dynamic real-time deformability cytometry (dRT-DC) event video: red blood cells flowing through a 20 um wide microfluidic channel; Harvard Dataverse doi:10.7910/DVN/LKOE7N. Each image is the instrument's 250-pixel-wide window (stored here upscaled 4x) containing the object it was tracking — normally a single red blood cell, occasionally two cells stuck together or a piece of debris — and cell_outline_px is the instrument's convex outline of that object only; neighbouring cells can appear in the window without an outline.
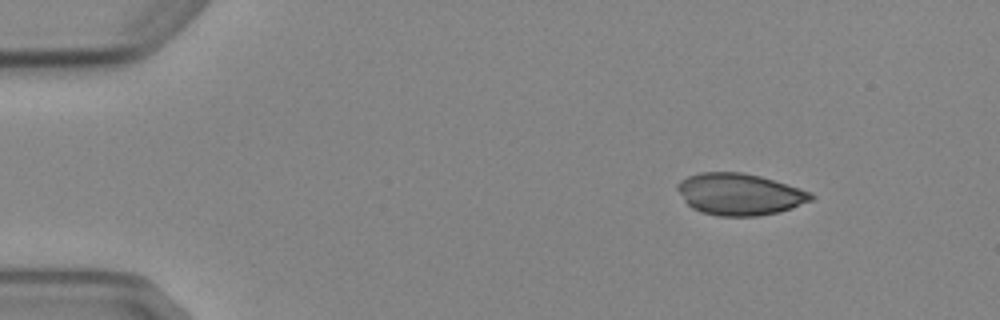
{"species": "Egyptian fruit bat (a non-hibernating species)", "species_latin": "Rousettus aegyptiacus", "temperature_condition": "cold", "stored_images_in_passage": 7, "camera_frame_rate_fps": 3000, "um_per_image_px": 0.085, "animal": {"sex": "female"}, "frame": {"image": 1, "passage_image": 1, "time_ms": 0.0, "image_size_px": [1000, 320], "cell_outline_px": [[816, 196], [812, 200], [792, 208], [776, 212], [756, 216], [720, 216], [700, 212], [692, 208], [684, 200], [676, 188], [676, 184], [680, 180], [688, 176], [700, 172], [744, 172], [760, 176], [800, 188], [812, 192]], "centroid_in_image_um": [62.85, 16.5], "position_along_channel_um": 22.1, "area_um2": 32.54}}
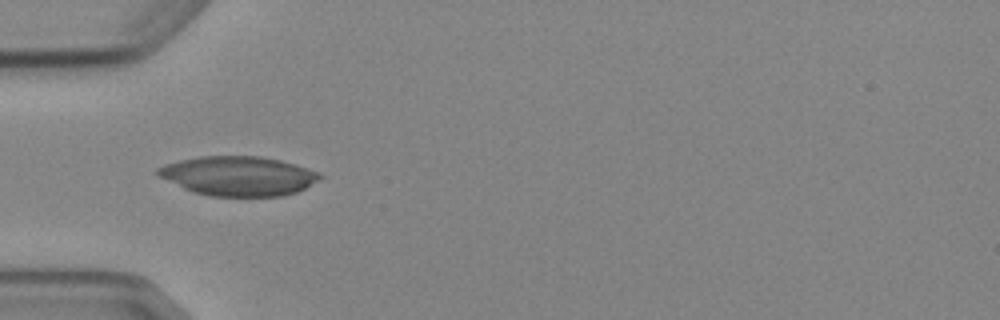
{"frame": {"image": 2, "passage_image": 4, "time_ms": 3.333, "image_size_px": [1000, 320], "cell_outline_px": [[324, 176], [320, 180], [296, 192], [284, 196], [208, 196], [192, 192], [156, 176], [156, 168], [164, 164], [180, 160], [200, 156], [260, 156], [280, 160], [296, 164], [320, 172]], "centroid_in_image_um": [20.25, 14.96], "position_along_channel_um": 64.7, "area_um2": 37.63}}
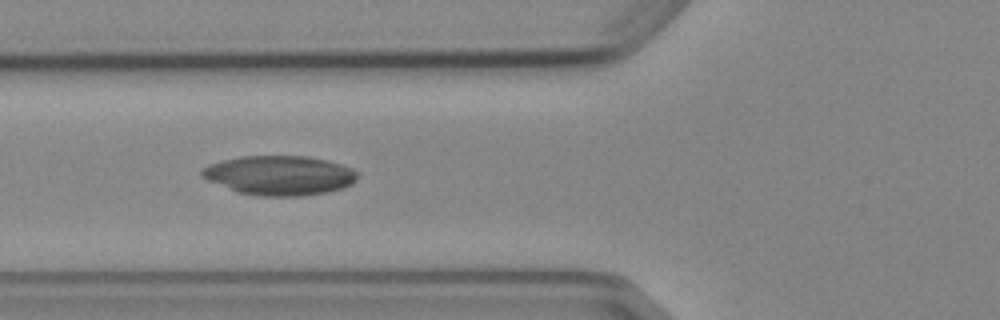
{"frame": {"image": 3, "passage_image": 5, "time_ms": 4.333, "image_size_px": [1000, 320], "cell_outline_px": [[360, 172], [356, 180], [352, 184], [344, 188], [328, 192], [304, 196], [260, 196], [236, 192], [208, 180], [200, 176], [200, 168], [208, 164], [240, 156], [308, 156], [328, 160], [352, 168]], "centroid_in_image_um": [23.77, 14.91], "position_along_channel_um": 102.0, "area_um2": 36.24}}